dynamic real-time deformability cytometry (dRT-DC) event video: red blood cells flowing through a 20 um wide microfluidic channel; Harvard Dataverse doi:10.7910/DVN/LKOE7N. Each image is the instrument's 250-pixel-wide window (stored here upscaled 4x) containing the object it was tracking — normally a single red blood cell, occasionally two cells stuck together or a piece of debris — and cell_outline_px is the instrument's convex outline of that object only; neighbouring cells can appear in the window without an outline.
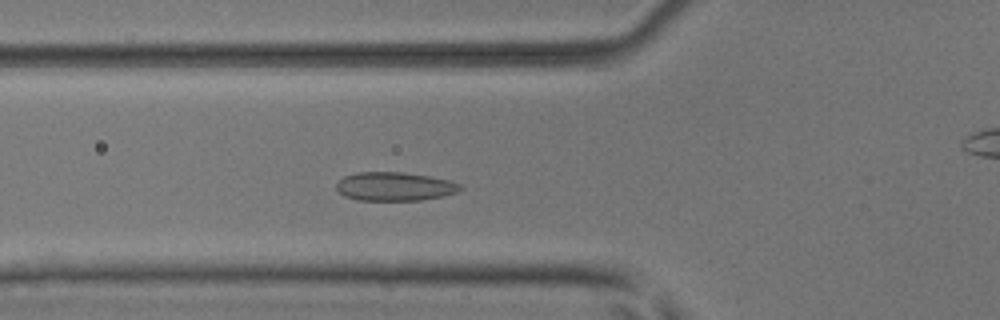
{"species": "common noctule bat (a hibernating species)", "species_latin": "Nyctalus noctula", "temperature_condition": "room temperature", "stored_images_in_passage": 50, "camera_frame_rate_fps": 3000, "um_per_image_px": 0.085, "animal": {"sex": "male", "body_mass_g": 17.9, "forearm_length_mm": 54.2}, "frame": {"image": 1, "passage_image": 16, "time_ms": 5.0, "image_size_px": [1000, 320], "cell_outline_px": [[464, 188], [456, 192], [440, 196], [420, 200], [356, 200], [344, 196], [336, 188], [336, 184], [344, 176], [356, 172], [404, 172], [428, 176], [448, 180], [460, 184]], "centroid_in_image_um": [33.52, 15.84], "position_along_channel_um": 92.3, "area_um2": 20.58}}
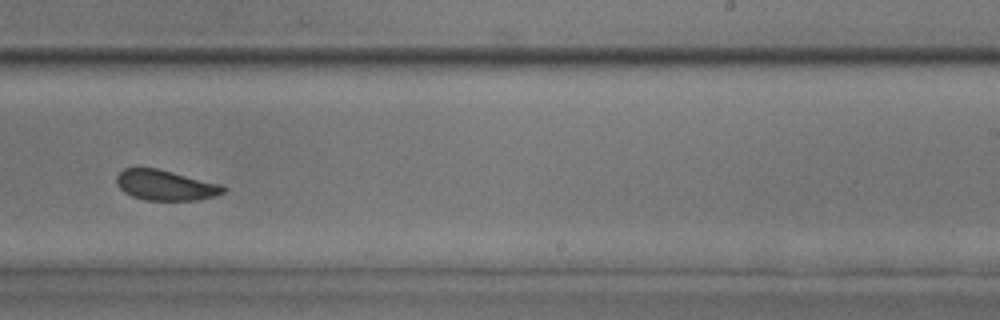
{"frame": {"image": 2, "passage_image": 30, "time_ms": 9.667, "image_size_px": [1000, 320], "cell_outline_px": [[228, 188], [224, 192], [216, 196], [196, 200], [144, 200], [132, 196], [124, 192], [116, 184], [116, 176], [124, 168], [156, 168], [224, 184]], "centroid_in_image_um": [14.1, 15.74], "position_along_channel_um": 274.9, "area_um2": 19.07}}
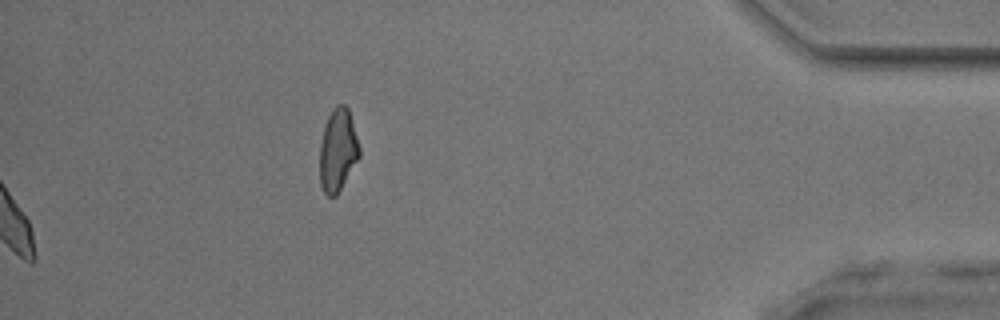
{"frame": {"image": 3, "passage_image": 50, "time_ms": 16.333, "image_size_px": [1000, 320], "cell_outline_px": [[360, 156], [336, 196], [328, 196], [324, 192], [320, 184], [320, 144], [324, 124], [332, 108], [336, 104], [344, 104], [348, 108], [360, 148]], "centroid_in_image_um": [28.7, 12.74], "position_along_channel_um": 406.5, "area_um2": 19.07}, "authors_computed_cell_mechanics": {"area_um2": 19.4208, "velocity_mm_per_s": 3.9258, "shape_relaxation_time_tau1_ms": 3.8397, "shape_relaxation_time_tau2_ms": 1.6768, "deformation_change_tau1": 0.0737, "deformation_change_tau2": 0.0646}}